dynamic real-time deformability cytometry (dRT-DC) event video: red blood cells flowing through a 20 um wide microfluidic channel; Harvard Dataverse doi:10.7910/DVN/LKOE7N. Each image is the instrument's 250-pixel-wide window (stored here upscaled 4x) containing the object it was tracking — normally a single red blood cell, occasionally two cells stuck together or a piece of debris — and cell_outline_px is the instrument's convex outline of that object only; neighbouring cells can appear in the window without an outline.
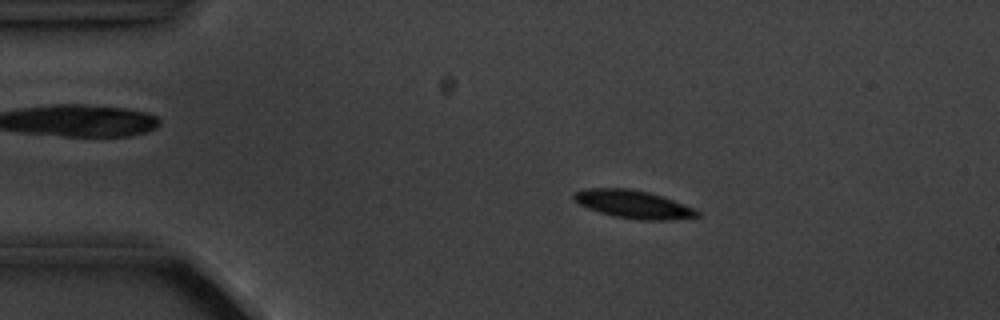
{"species": "common noctule bat (a hibernating species)", "species_latin": "Nyctalus noctula", "temperature_condition": "cold", "stored_images_in_passage": 9, "camera_frame_rate_fps": 3000, "um_per_image_px": 0.085, "animal": {"sex": "male", "body_mass_g": 20.1, "forearm_length_mm": 53.5}, "frame": {"image": 1, "passage_image": 3, "time_ms": 2.333, "image_size_px": [1000, 320], "cell_outline_px": [[700, 216], [668, 220], [640, 220], [612, 216], [588, 208], [572, 200], [572, 196], [576, 192], [584, 188], [628, 188], [648, 192], [696, 208], [700, 212]], "centroid_in_image_um": [53.82, 17.36], "position_along_channel_um": 31.2, "area_um2": 20.11}}
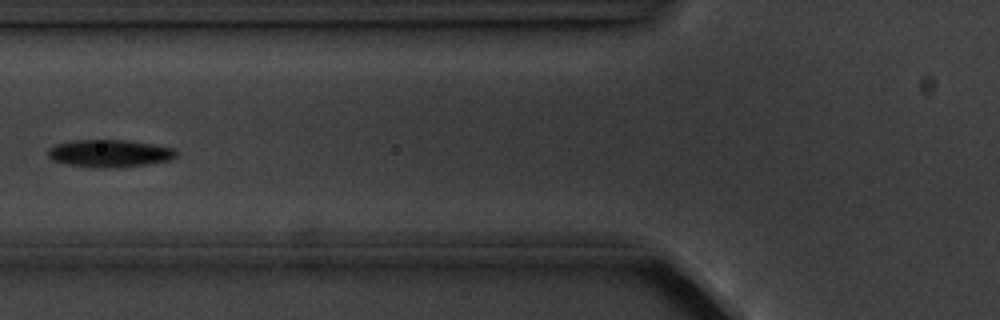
{"frame": {"image": 2, "passage_image": 6, "time_ms": 6.0, "image_size_px": [1000, 320], "cell_outline_px": [[176, 156], [168, 160], [148, 164], [112, 168], [96, 168], [68, 164], [52, 160], [48, 156], [48, 148], [56, 144], [72, 140], [124, 140], [152, 144], [176, 148]], "centroid_in_image_um": [9.29, 13.03], "position_along_channel_um": 116.5, "area_um2": 20.52}}